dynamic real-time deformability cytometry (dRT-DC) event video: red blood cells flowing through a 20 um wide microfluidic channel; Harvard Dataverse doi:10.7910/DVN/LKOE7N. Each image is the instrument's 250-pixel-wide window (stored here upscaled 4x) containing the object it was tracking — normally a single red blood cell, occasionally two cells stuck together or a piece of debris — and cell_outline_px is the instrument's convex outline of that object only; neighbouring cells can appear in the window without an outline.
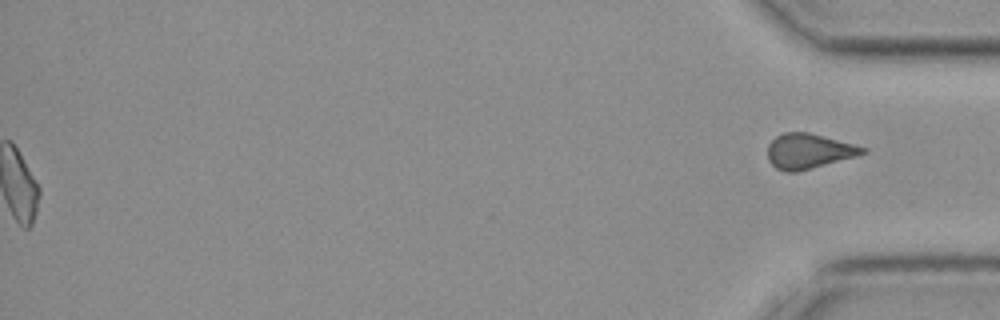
{"species": "common noctule bat (a hibernating species)", "species_latin": "Nyctalus noctula", "temperature_condition": "cold", "stored_images_in_passage": 51, "segment_of_instrument_passage": [2, 2], "camera_frame_rate_fps": 3000, "um_per_image_px": 0.085, "animal": {"sex": "female", "body_mass_g": 19.3, "forearm_length_mm": 54.1}, "frame": {"image": 1, "passage_image": 51, "time_ms": 16.667, "image_size_px": [1000, 320], "cell_outline_px": [[868, 152], [856, 156], [796, 172], [784, 172], [776, 168], [768, 160], [768, 144], [776, 136], [784, 132], [808, 132], [868, 148]], "centroid_in_image_um": [68.72, 12.84], "position_along_channel_um": 366.5, "area_um2": 19.25}}